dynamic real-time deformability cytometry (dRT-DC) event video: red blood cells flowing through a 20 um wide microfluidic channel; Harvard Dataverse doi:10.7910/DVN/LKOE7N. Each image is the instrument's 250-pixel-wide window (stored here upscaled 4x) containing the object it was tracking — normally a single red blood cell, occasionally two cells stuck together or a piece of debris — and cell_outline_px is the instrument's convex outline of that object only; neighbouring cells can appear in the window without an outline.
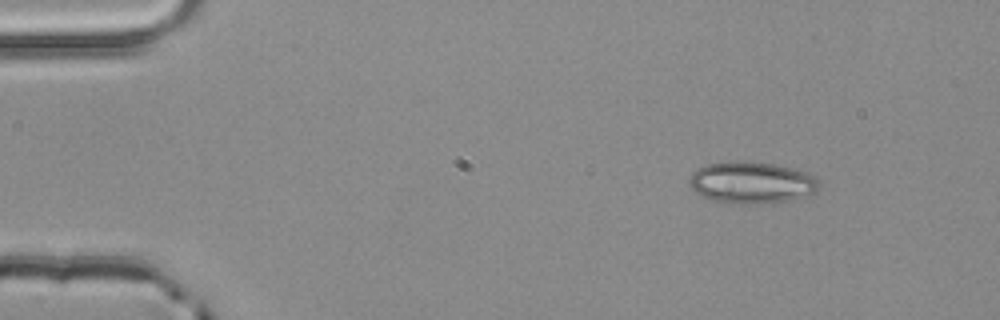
{"species": "common noctule bat (a hibernating species)", "species_latin": "Nyctalus noctula", "temperature_condition": "room temperature", "stored_images_in_passage": 4, "camera_frame_rate_fps": 3000, "um_per_image_px": 0.085, "animal": {"sex": "male", "body_mass_g": 20.4}, "frame": {"image": 1, "passage_image": 1, "time_ms": 0.0, "image_size_px": [1000, 320], "cell_outline_px": [[820, 188], [816, 192], [788, 200], [772, 204], [740, 204], [712, 200], [696, 192], [688, 184], [688, 180], [692, 172], [704, 164], [736, 160], [748, 160], [776, 164], [792, 168], [816, 176], [820, 184]], "centroid_in_image_um": [63.88, 15.5], "position_along_channel_um": 21.1, "area_um2": 32.08}}
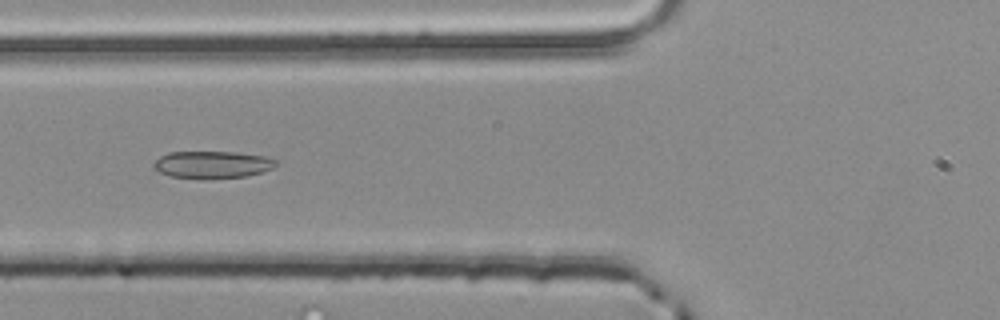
{"frame": {"image": 2, "passage_image": 4, "time_ms": 1.0, "image_size_px": [1000, 320], "cell_outline_px": [[276, 164], [272, 168], [264, 172], [244, 176], [204, 180], [200, 180], [168, 176], [160, 172], [152, 164], [160, 156], [168, 152], [236, 152], [264, 156], [276, 160]], "centroid_in_image_um": [18.02, 14.01], "position_along_channel_um": 107.8, "area_um2": 19.65}}